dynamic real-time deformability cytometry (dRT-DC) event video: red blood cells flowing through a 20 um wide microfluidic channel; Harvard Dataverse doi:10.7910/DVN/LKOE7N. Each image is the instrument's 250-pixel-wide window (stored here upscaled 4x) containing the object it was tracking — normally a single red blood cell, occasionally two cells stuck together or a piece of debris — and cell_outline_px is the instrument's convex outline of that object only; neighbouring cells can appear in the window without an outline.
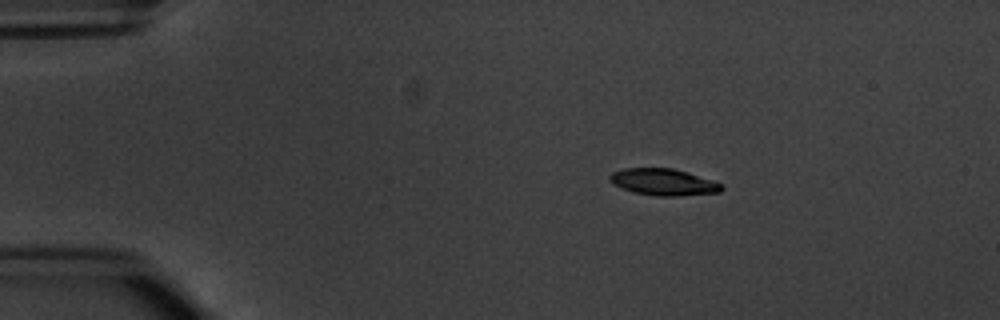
{"species": "common noctule bat (a hibernating species)", "species_latin": "Nyctalus noctula", "temperature_condition": "warm", "stored_images_in_passage": 3, "camera_frame_rate_fps": 3000, "um_per_image_px": 0.085, "animal": {"sex": "male", "body_mass_g": 20.1, "forearm_length_mm": 53.5}, "frame": {"image": 1, "passage_image": 1, "time_ms": 0.0, "image_size_px": [1000, 320], "cell_outline_px": [[724, 188], [720, 192], [680, 196], [656, 196], [632, 192], [620, 188], [612, 184], [608, 180], [608, 176], [612, 172], [624, 168], [672, 168], [688, 172], [712, 180], [720, 184]], "centroid_in_image_um": [56.34, 15.48], "position_along_channel_um": 28.7, "area_um2": 17.57}}